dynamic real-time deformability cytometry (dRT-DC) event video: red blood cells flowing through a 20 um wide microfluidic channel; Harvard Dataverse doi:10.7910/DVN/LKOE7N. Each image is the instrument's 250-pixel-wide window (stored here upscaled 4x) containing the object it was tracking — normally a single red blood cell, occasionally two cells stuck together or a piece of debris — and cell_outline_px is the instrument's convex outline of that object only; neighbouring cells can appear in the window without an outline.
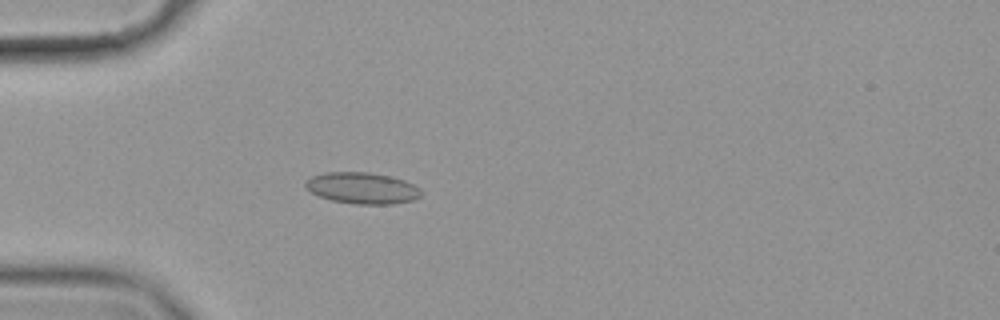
{"species": "common noctule bat (a hibernating species)", "species_latin": "Nyctalus noctula", "temperature_condition": "cold", "stored_images_in_passage": 58, "camera_frame_rate_fps": 3000, "um_per_image_px": 0.085, "animal": {"sex": "female", "body_mass_g": 19.9}, "frame": {"image": 1, "passage_image": 18, "time_ms": 5.667, "image_size_px": [1000, 320], "cell_outline_px": [[420, 196], [412, 200], [392, 204], [356, 204], [332, 200], [320, 196], [304, 188], [304, 184], [312, 176], [324, 172], [368, 172], [392, 176], [404, 180], [420, 188]], "centroid_in_image_um": [30.78, 15.98], "position_along_channel_um": 54.2, "area_um2": 21.04}}
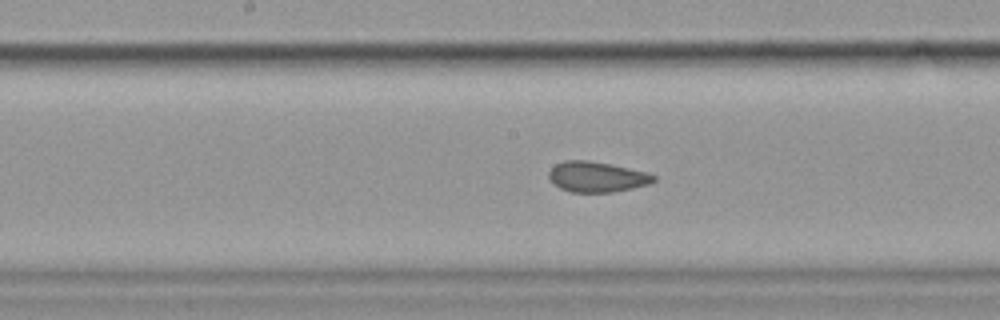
{"frame": {"image": 2, "passage_image": 31, "time_ms": 10.0, "image_size_px": [1000, 320], "cell_outline_px": [[656, 180], [648, 184], [632, 188], [612, 192], [572, 192], [560, 188], [548, 180], [548, 172], [556, 164], [564, 160], [588, 160], [612, 164], [648, 172], [656, 176]], "centroid_in_image_um": [50.72, 15.02], "position_along_channel_um": 197.5, "area_um2": 18.73}}
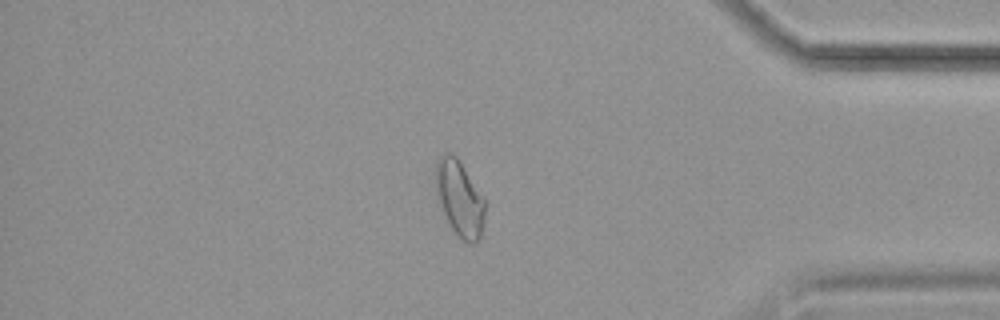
{"frame": {"image": 3, "passage_image": 50, "time_ms": 16.333, "image_size_px": [1000, 320], "cell_outline_px": [[484, 216], [480, 240], [476, 244], [468, 244], [456, 236], [436, 196], [432, 172], [436, 160], [444, 152], [452, 152], [460, 160], [484, 200]], "centroid_in_image_um": [39.0, 16.82], "position_along_channel_um": 396.2, "area_um2": 22.2}, "authors_computed_cell_mechanics": {"area_um2": 19.941, "velocity_mm_per_s": 3.5339, "shape_relaxation_time_tau1_ms": 5.6019, "shape_relaxation_time_tau2_ms": 1.3787, "deformation_change_tau1": 0.0961, "deformation_change_tau2": 0.0545}}